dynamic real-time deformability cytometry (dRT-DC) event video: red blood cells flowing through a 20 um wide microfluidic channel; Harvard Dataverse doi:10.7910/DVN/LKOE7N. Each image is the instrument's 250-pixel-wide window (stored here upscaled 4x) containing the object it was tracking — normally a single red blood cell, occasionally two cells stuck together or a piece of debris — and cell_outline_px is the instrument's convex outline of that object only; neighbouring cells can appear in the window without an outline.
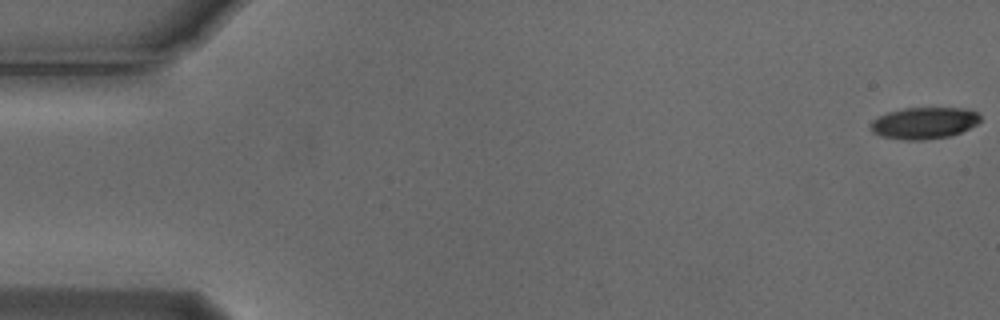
{"species": "Egyptian fruit bat (a non-hibernating species)", "species_latin": "Rousettus aegyptiacus", "temperature_condition": "cold", "stored_images_in_passage": 38, "camera_frame_rate_fps": 3000, "um_per_image_px": 0.085, "animal": {"sex": "male"}, "frame": {"image": 1, "passage_image": 1, "time_ms": 0.0, "image_size_px": [1000, 320], "cell_outline_px": [[980, 120], [976, 124], [960, 132], [948, 136], [924, 140], [904, 140], [880, 136], [872, 132], [868, 124], [872, 120], [888, 112], [904, 108], [968, 108], [976, 112], [980, 116]], "centroid_in_image_um": [78.51, 10.46], "position_along_channel_um": 6.5, "area_um2": 20.23}}
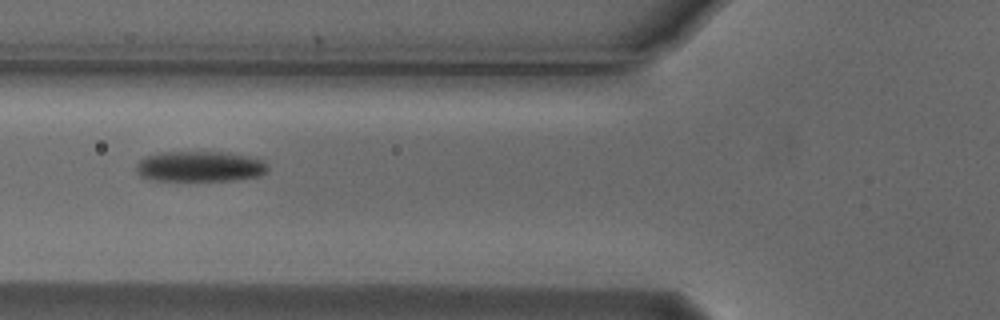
{"frame": {"image": 2, "passage_image": 21, "time_ms": 6.667, "image_size_px": [1000, 320], "cell_outline_px": [[268, 168], [260, 176], [236, 180], [152, 180], [140, 176], [136, 172], [136, 164], [144, 156], [160, 152], [224, 152], [248, 156], [264, 160], [268, 164]], "centroid_in_image_um": [16.98, 14.14], "position_along_channel_um": 108.8, "area_um2": 23.52}}
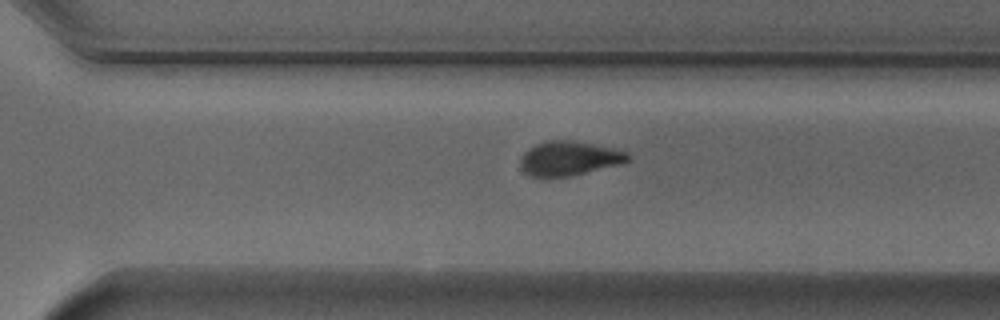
{"frame": {"image": 3, "passage_image": 38, "time_ms": 12.333, "image_size_px": [1000, 320], "cell_outline_px": [[632, 156], [624, 164], [568, 176], [528, 176], [520, 168], [520, 160], [524, 152], [528, 148], [544, 140], [572, 140], [612, 148], [628, 152]], "centroid_in_image_um": [48.38, 13.45], "position_along_channel_um": 322.2, "area_um2": 21.62}}